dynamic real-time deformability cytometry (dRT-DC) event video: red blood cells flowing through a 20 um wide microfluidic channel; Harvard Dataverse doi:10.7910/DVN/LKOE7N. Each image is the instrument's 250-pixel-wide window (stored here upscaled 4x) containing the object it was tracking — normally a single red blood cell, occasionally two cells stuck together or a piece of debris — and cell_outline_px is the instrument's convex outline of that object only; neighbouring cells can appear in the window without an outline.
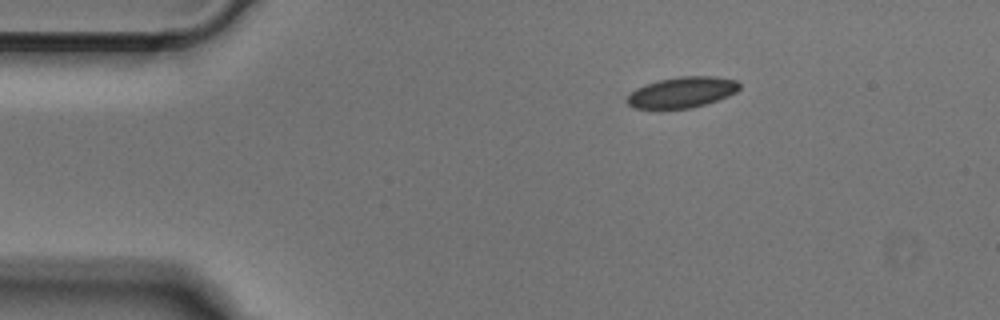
{"species": "Egyptian fruit bat (a non-hibernating species)", "species_latin": "Rousettus aegyptiacus", "temperature_condition": "cold", "stored_images_in_passage": 7, "camera_frame_rate_fps": 3000, "um_per_image_px": 0.085, "animal": {"sex": "male"}, "frame": {"image": 1, "passage_image": 1, "time_ms": 0.0, "image_size_px": [1000, 320], "cell_outline_px": [[740, 88], [736, 92], [728, 96], [692, 108], [632, 108], [624, 100], [636, 88], [644, 84], [660, 80], [680, 76], [716, 76], [736, 80], [740, 84]], "centroid_in_image_um": [57.97, 7.84], "position_along_channel_um": 27.0, "area_um2": 20.11}}